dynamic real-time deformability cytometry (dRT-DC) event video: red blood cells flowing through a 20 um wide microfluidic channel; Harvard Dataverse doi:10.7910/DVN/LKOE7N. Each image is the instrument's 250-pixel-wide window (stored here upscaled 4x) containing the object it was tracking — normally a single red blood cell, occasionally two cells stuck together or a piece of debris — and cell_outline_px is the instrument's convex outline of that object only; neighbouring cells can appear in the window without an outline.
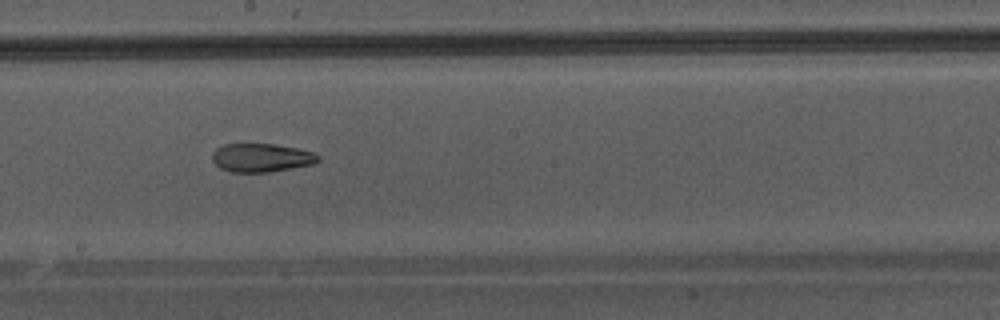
{"species": "Egyptian fruit bat (a non-hibernating species)", "species_latin": "Rousettus aegyptiacus", "temperature_condition": "warm", "stored_images_in_passage": 35, "camera_frame_rate_fps": 3000, "um_per_image_px": 0.085, "animal": {"sex": "male"}, "frame": {"image": 1, "passage_image": 16, "time_ms": 5.0, "image_size_px": [1000, 320], "cell_outline_px": [[320, 160], [312, 164], [268, 172], [232, 172], [220, 168], [212, 160], [212, 152], [216, 148], [224, 144], [276, 144], [296, 148], [312, 152], [320, 156]], "centroid_in_image_um": [22.19, 13.4], "position_along_channel_um": 226.0, "area_um2": 17.51}}